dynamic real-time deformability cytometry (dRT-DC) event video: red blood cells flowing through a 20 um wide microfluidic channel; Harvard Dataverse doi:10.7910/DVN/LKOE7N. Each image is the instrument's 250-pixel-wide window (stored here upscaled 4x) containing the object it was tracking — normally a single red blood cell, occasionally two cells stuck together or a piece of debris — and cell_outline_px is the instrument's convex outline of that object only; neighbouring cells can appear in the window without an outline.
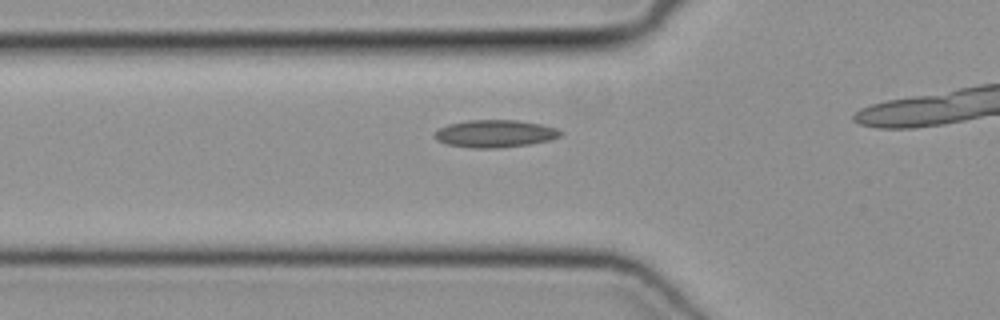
{"species": "common noctule bat (a hibernating species)", "species_latin": "Nyctalus noctula", "temperature_condition": "cold", "stored_images_in_passage": 20, "camera_frame_rate_fps": 3000, "um_per_image_px": 0.085, "animal": {"sex": "female", "body_mass_g": 19.3, "forearm_length_mm": 54.1}, "frame": {"image": 1, "passage_image": 12, "time_ms": 3.667, "image_size_px": [1000, 320], "cell_outline_px": [[564, 132], [560, 136], [552, 140], [528, 144], [500, 148], [472, 148], [448, 144], [436, 140], [432, 136], [440, 128], [448, 124], [468, 120], [516, 120], [540, 124], [556, 128]], "centroid_in_image_um": [42.08, 11.36], "position_along_channel_um": 83.7, "area_um2": 20.17}}
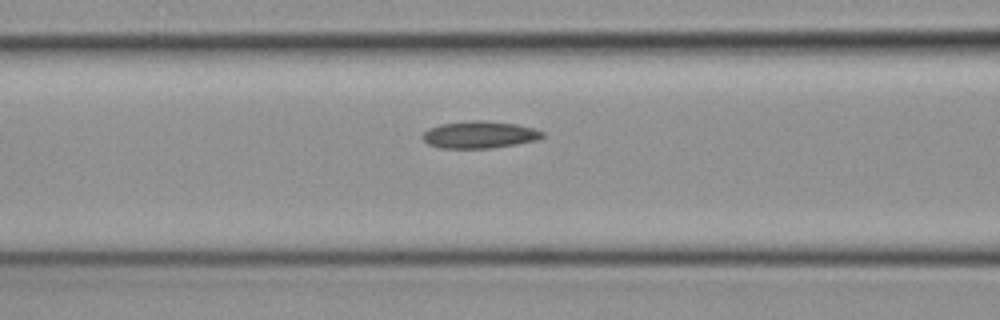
{"frame": {"image": 2, "passage_image": 15, "time_ms": 4.667, "image_size_px": [1000, 320], "cell_outline_px": [[544, 136], [536, 140], [488, 148], [440, 148], [428, 144], [420, 136], [428, 128], [440, 124], [472, 120], [480, 120], [516, 124], [536, 128], [544, 132]], "centroid_in_image_um": [40.72, 11.44], "position_along_channel_um": 125.9, "area_um2": 18.84}}